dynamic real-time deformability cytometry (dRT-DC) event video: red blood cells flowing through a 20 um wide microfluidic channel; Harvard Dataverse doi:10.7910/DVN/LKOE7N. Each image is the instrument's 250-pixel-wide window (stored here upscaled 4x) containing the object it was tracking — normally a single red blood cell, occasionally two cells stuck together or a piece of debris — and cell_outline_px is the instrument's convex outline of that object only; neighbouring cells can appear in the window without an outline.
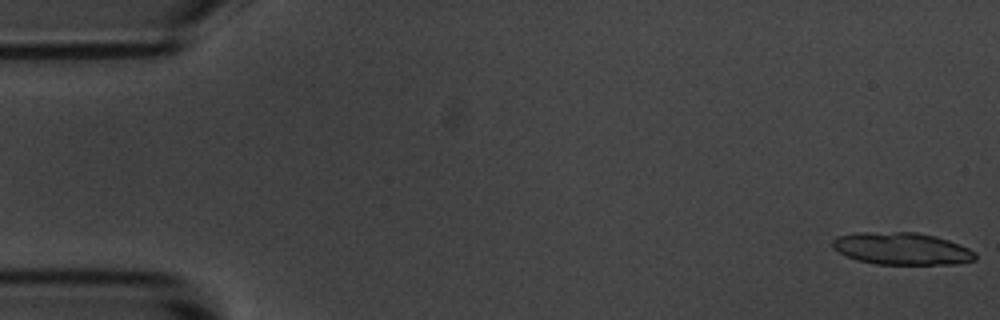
{"species": "common noctule bat (a hibernating species)", "species_latin": "Nyctalus noctula", "temperature_condition": "room temperature", "stored_images_in_passage": 26, "camera_frame_rate_fps": 3000, "um_per_image_px": 0.085, "animal": {"sex": "male", "body_mass_g": 20.1, "forearm_length_mm": 53.5}, "frame": {"image": 1, "passage_image": 1, "time_ms": 0.0, "image_size_px": [1000, 320], "cell_outline_px": [[976, 260], [956, 264], [876, 264], [856, 260], [840, 252], [832, 244], [832, 240], [836, 236], [852, 232], [916, 232], [936, 236], [948, 240], [968, 248], [976, 252]], "centroid_in_image_um": [76.66, 21.13], "position_along_channel_um": 8.3, "area_um2": 26.88}}